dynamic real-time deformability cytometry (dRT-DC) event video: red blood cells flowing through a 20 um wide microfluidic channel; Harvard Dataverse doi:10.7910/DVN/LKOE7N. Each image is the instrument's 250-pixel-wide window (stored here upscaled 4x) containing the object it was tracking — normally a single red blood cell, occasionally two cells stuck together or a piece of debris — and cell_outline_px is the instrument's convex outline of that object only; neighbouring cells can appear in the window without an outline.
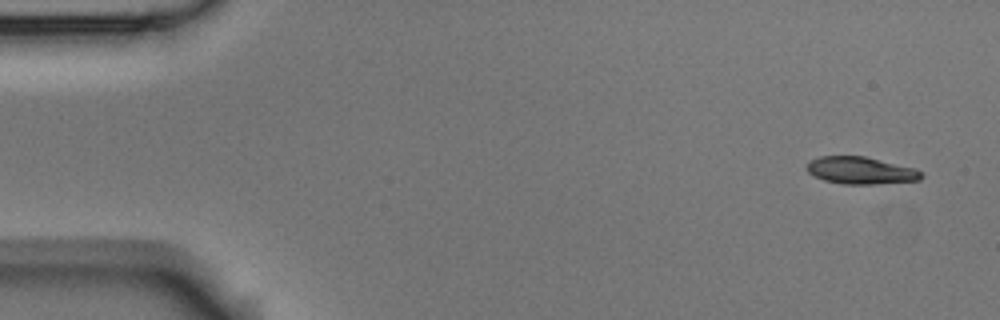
{"species": "Egyptian fruit bat (a non-hibernating species)", "species_latin": "Rousettus aegyptiacus", "temperature_condition": "room temperature", "stored_images_in_passage": 6, "camera_frame_rate_fps": 3000, "um_per_image_px": 0.085, "animal": {"sex": "male"}, "frame": {"image": 1, "passage_image": 1, "time_ms": 0.0, "image_size_px": [1000, 320], "cell_outline_px": [[924, 176], [920, 180], [876, 184], [844, 184], [824, 180], [808, 172], [804, 168], [808, 160], [820, 156], [864, 156], [916, 168], [924, 172]], "centroid_in_image_um": [73.17, 14.48], "position_along_channel_um": 11.8, "area_um2": 18.38}}
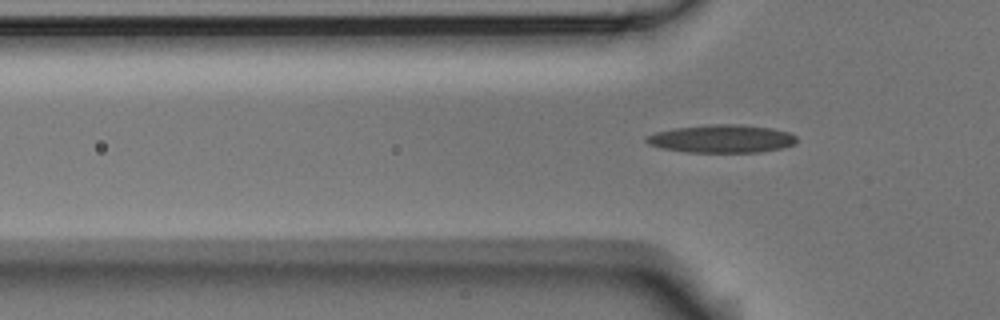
{"frame": {"image": 2, "passage_image": 6, "time_ms": 8.0, "image_size_px": [1000, 320], "cell_outline_px": [[796, 144], [784, 148], [760, 152], [684, 152], [660, 148], [648, 144], [644, 140], [644, 136], [656, 132], [676, 128], [712, 124], [740, 124], [772, 128], [792, 132], [796, 136]], "centroid_in_image_um": [61.36, 11.79], "position_along_channel_um": 64.4, "area_um2": 24.85}}